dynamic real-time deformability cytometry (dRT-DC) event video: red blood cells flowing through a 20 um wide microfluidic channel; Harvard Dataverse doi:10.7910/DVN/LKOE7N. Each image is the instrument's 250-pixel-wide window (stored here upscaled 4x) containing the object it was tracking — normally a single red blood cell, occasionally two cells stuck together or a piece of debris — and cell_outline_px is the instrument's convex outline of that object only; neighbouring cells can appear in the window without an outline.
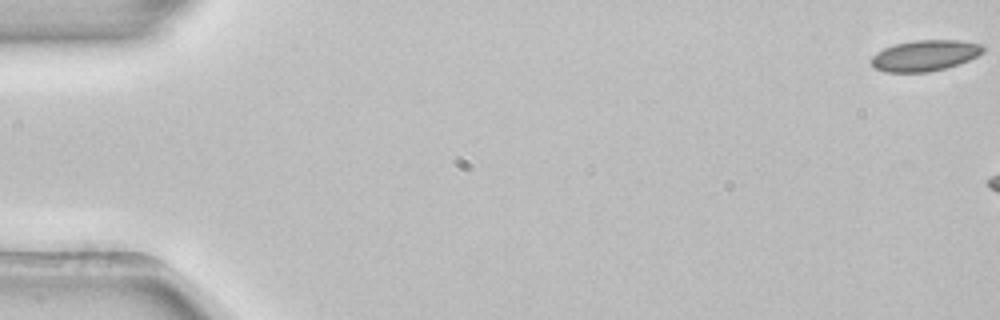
{"species": "common noctule bat (a hibernating species)", "species_latin": "Nyctalus noctula", "temperature_condition": "room temperature", "stored_images_in_passage": 12, "camera_frame_rate_fps": 3000, "um_per_image_px": 0.085, "animal": {"sex": "female", "body_mass_g": 22.7, "forearm_length_mm": 54.2}, "frame": {"image": 1, "passage_image": 1, "time_ms": 0.0, "image_size_px": [1000, 320], "cell_outline_px": [[984, 52], [960, 64], [928, 72], [884, 72], [876, 68], [872, 64], [872, 56], [876, 52], [884, 48], [896, 44], [912, 40], [960, 40], [984, 44]], "centroid_in_image_um": [78.64, 4.71], "position_along_channel_um": 6.4, "area_um2": 20.17}}